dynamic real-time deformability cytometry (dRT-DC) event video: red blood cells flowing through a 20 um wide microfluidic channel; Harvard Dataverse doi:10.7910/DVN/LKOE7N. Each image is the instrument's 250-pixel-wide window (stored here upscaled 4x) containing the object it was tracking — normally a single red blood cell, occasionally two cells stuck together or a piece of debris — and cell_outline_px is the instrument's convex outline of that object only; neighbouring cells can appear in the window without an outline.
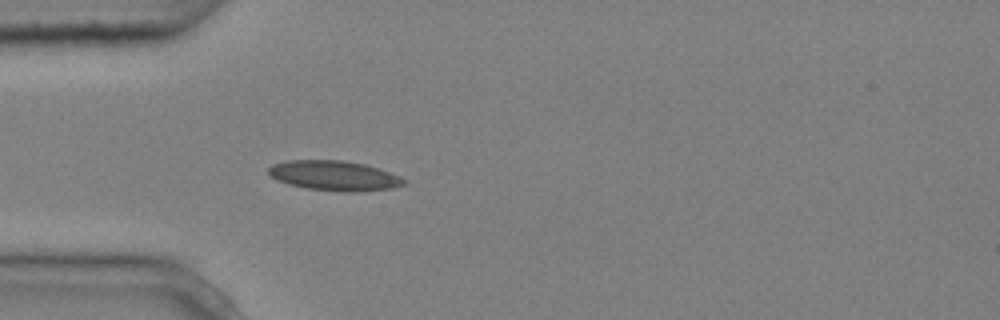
{"species": "common noctule bat (a hibernating species)", "species_latin": "Nyctalus noctula", "temperature_condition": "cold", "stored_images_in_passage": 4, "camera_frame_rate_fps": 3000, "um_per_image_px": 0.085, "animal": {"sex": "male", "body_mass_g": 20.4}, "frame": {"image": 1, "passage_image": 4, "time_ms": 1.0, "image_size_px": [1000, 320], "cell_outline_px": [[408, 180], [404, 184], [392, 188], [356, 192], [340, 192], [308, 188], [288, 184], [276, 180], [268, 172], [268, 168], [272, 164], [288, 160], [344, 160], [364, 164], [400, 176]], "centroid_in_image_um": [28.4, 14.93], "position_along_channel_um": 56.6, "area_um2": 23.58}}